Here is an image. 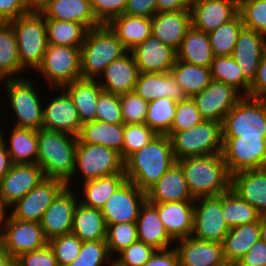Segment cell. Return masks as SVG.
Wrapping results in <instances>:
<instances>
[{"label": "cell", "mask_w": 266, "mask_h": 266, "mask_svg": "<svg viewBox=\"0 0 266 266\" xmlns=\"http://www.w3.org/2000/svg\"><path fill=\"white\" fill-rule=\"evenodd\" d=\"M176 159L168 135H157L124 161V173L145 193L174 165Z\"/></svg>", "instance_id": "6da1fadb"}, {"label": "cell", "mask_w": 266, "mask_h": 266, "mask_svg": "<svg viewBox=\"0 0 266 266\" xmlns=\"http://www.w3.org/2000/svg\"><path fill=\"white\" fill-rule=\"evenodd\" d=\"M37 164L45 178H54L69 183L74 179L77 137L64 132L40 128L37 130Z\"/></svg>", "instance_id": "7a4b0ae2"}, {"label": "cell", "mask_w": 266, "mask_h": 266, "mask_svg": "<svg viewBox=\"0 0 266 266\" xmlns=\"http://www.w3.org/2000/svg\"><path fill=\"white\" fill-rule=\"evenodd\" d=\"M176 162L181 166L191 195L195 199L219 196L231 188V175L222 153L185 157Z\"/></svg>", "instance_id": "3957f363"}, {"label": "cell", "mask_w": 266, "mask_h": 266, "mask_svg": "<svg viewBox=\"0 0 266 266\" xmlns=\"http://www.w3.org/2000/svg\"><path fill=\"white\" fill-rule=\"evenodd\" d=\"M81 49L83 79H96L114 60L128 50L107 24L88 30Z\"/></svg>", "instance_id": "277c9868"}, {"label": "cell", "mask_w": 266, "mask_h": 266, "mask_svg": "<svg viewBox=\"0 0 266 266\" xmlns=\"http://www.w3.org/2000/svg\"><path fill=\"white\" fill-rule=\"evenodd\" d=\"M10 23L16 36L21 66L25 71L36 70L48 46L44 15L41 12H28Z\"/></svg>", "instance_id": "5b68a950"}, {"label": "cell", "mask_w": 266, "mask_h": 266, "mask_svg": "<svg viewBox=\"0 0 266 266\" xmlns=\"http://www.w3.org/2000/svg\"><path fill=\"white\" fill-rule=\"evenodd\" d=\"M167 135L176 160L222 153V123L216 121L203 120L188 130L169 132Z\"/></svg>", "instance_id": "8992f818"}, {"label": "cell", "mask_w": 266, "mask_h": 266, "mask_svg": "<svg viewBox=\"0 0 266 266\" xmlns=\"http://www.w3.org/2000/svg\"><path fill=\"white\" fill-rule=\"evenodd\" d=\"M222 137L266 138V99L243 96L224 117Z\"/></svg>", "instance_id": "52a82bcc"}, {"label": "cell", "mask_w": 266, "mask_h": 266, "mask_svg": "<svg viewBox=\"0 0 266 266\" xmlns=\"http://www.w3.org/2000/svg\"><path fill=\"white\" fill-rule=\"evenodd\" d=\"M30 78H8L5 91L9 108L16 115L15 127L39 130L43 126V104ZM41 101V102H40Z\"/></svg>", "instance_id": "ba28073f"}, {"label": "cell", "mask_w": 266, "mask_h": 266, "mask_svg": "<svg viewBox=\"0 0 266 266\" xmlns=\"http://www.w3.org/2000/svg\"><path fill=\"white\" fill-rule=\"evenodd\" d=\"M42 74L51 88L63 86L82 78L79 47L48 44L41 64L35 70Z\"/></svg>", "instance_id": "9c48e42d"}, {"label": "cell", "mask_w": 266, "mask_h": 266, "mask_svg": "<svg viewBox=\"0 0 266 266\" xmlns=\"http://www.w3.org/2000/svg\"><path fill=\"white\" fill-rule=\"evenodd\" d=\"M82 173L83 183L124 173V161L116 150L97 144L77 143L74 174Z\"/></svg>", "instance_id": "30bf717a"}, {"label": "cell", "mask_w": 266, "mask_h": 266, "mask_svg": "<svg viewBox=\"0 0 266 266\" xmlns=\"http://www.w3.org/2000/svg\"><path fill=\"white\" fill-rule=\"evenodd\" d=\"M222 138V156L230 175L266 167V138Z\"/></svg>", "instance_id": "8fae6325"}, {"label": "cell", "mask_w": 266, "mask_h": 266, "mask_svg": "<svg viewBox=\"0 0 266 266\" xmlns=\"http://www.w3.org/2000/svg\"><path fill=\"white\" fill-rule=\"evenodd\" d=\"M48 244L40 223L20 221L10 214L4 219L0 246L12 258L36 251Z\"/></svg>", "instance_id": "7c38bea8"}, {"label": "cell", "mask_w": 266, "mask_h": 266, "mask_svg": "<svg viewBox=\"0 0 266 266\" xmlns=\"http://www.w3.org/2000/svg\"><path fill=\"white\" fill-rule=\"evenodd\" d=\"M194 202L192 237L202 241L222 243L230 230L223 217L222 194L199 197Z\"/></svg>", "instance_id": "4fadbf2b"}, {"label": "cell", "mask_w": 266, "mask_h": 266, "mask_svg": "<svg viewBox=\"0 0 266 266\" xmlns=\"http://www.w3.org/2000/svg\"><path fill=\"white\" fill-rule=\"evenodd\" d=\"M146 193L132 181L126 180L104 203L100 209L106 225L136 223L141 206L146 201Z\"/></svg>", "instance_id": "5bb4252c"}, {"label": "cell", "mask_w": 266, "mask_h": 266, "mask_svg": "<svg viewBox=\"0 0 266 266\" xmlns=\"http://www.w3.org/2000/svg\"><path fill=\"white\" fill-rule=\"evenodd\" d=\"M60 179L45 178L34 189L18 200L10 208V215L20 221L40 223L45 210L52 204L57 195L66 187Z\"/></svg>", "instance_id": "9a60e30c"}, {"label": "cell", "mask_w": 266, "mask_h": 266, "mask_svg": "<svg viewBox=\"0 0 266 266\" xmlns=\"http://www.w3.org/2000/svg\"><path fill=\"white\" fill-rule=\"evenodd\" d=\"M45 179L38 164H13L0 180V204L9 209Z\"/></svg>", "instance_id": "2e32d148"}, {"label": "cell", "mask_w": 266, "mask_h": 266, "mask_svg": "<svg viewBox=\"0 0 266 266\" xmlns=\"http://www.w3.org/2000/svg\"><path fill=\"white\" fill-rule=\"evenodd\" d=\"M242 97L241 92L233 86L213 80L206 89L194 95L192 99L204 120L222 123L226 114Z\"/></svg>", "instance_id": "e0dca14e"}, {"label": "cell", "mask_w": 266, "mask_h": 266, "mask_svg": "<svg viewBox=\"0 0 266 266\" xmlns=\"http://www.w3.org/2000/svg\"><path fill=\"white\" fill-rule=\"evenodd\" d=\"M72 191L71 186H66L43 214L40 225L48 241L72 232L74 210L79 202L77 193Z\"/></svg>", "instance_id": "ac0fdd59"}, {"label": "cell", "mask_w": 266, "mask_h": 266, "mask_svg": "<svg viewBox=\"0 0 266 266\" xmlns=\"http://www.w3.org/2000/svg\"><path fill=\"white\" fill-rule=\"evenodd\" d=\"M55 90L59 95L57 94L46 106H43L42 128L78 137L82 127L78 111L63 88H55Z\"/></svg>", "instance_id": "d6986e66"}, {"label": "cell", "mask_w": 266, "mask_h": 266, "mask_svg": "<svg viewBox=\"0 0 266 266\" xmlns=\"http://www.w3.org/2000/svg\"><path fill=\"white\" fill-rule=\"evenodd\" d=\"M139 73L170 72L177 59V52L159 39L150 35L130 51Z\"/></svg>", "instance_id": "ffe728a7"}, {"label": "cell", "mask_w": 266, "mask_h": 266, "mask_svg": "<svg viewBox=\"0 0 266 266\" xmlns=\"http://www.w3.org/2000/svg\"><path fill=\"white\" fill-rule=\"evenodd\" d=\"M190 12L192 27L209 34L238 14V0H195Z\"/></svg>", "instance_id": "44dd1931"}, {"label": "cell", "mask_w": 266, "mask_h": 266, "mask_svg": "<svg viewBox=\"0 0 266 266\" xmlns=\"http://www.w3.org/2000/svg\"><path fill=\"white\" fill-rule=\"evenodd\" d=\"M177 242L175 249L180 266H229L224 258L222 243L202 241L192 236Z\"/></svg>", "instance_id": "7402d4cb"}, {"label": "cell", "mask_w": 266, "mask_h": 266, "mask_svg": "<svg viewBox=\"0 0 266 266\" xmlns=\"http://www.w3.org/2000/svg\"><path fill=\"white\" fill-rule=\"evenodd\" d=\"M150 19L151 35L176 51L192 26L190 10L156 12Z\"/></svg>", "instance_id": "603a6c76"}, {"label": "cell", "mask_w": 266, "mask_h": 266, "mask_svg": "<svg viewBox=\"0 0 266 266\" xmlns=\"http://www.w3.org/2000/svg\"><path fill=\"white\" fill-rule=\"evenodd\" d=\"M265 49L264 35L245 27L241 30L231 56L250 82L256 76Z\"/></svg>", "instance_id": "cb8c5ba5"}, {"label": "cell", "mask_w": 266, "mask_h": 266, "mask_svg": "<svg viewBox=\"0 0 266 266\" xmlns=\"http://www.w3.org/2000/svg\"><path fill=\"white\" fill-rule=\"evenodd\" d=\"M146 199L149 203L195 201L177 162L146 192Z\"/></svg>", "instance_id": "d4e9b609"}, {"label": "cell", "mask_w": 266, "mask_h": 266, "mask_svg": "<svg viewBox=\"0 0 266 266\" xmlns=\"http://www.w3.org/2000/svg\"><path fill=\"white\" fill-rule=\"evenodd\" d=\"M99 81L103 91L112 94H124L134 91L139 75L138 67L130 51L112 61L103 71Z\"/></svg>", "instance_id": "484cf974"}, {"label": "cell", "mask_w": 266, "mask_h": 266, "mask_svg": "<svg viewBox=\"0 0 266 266\" xmlns=\"http://www.w3.org/2000/svg\"><path fill=\"white\" fill-rule=\"evenodd\" d=\"M194 201L151 203L157 210L169 236L175 241L193 233Z\"/></svg>", "instance_id": "4316f807"}, {"label": "cell", "mask_w": 266, "mask_h": 266, "mask_svg": "<svg viewBox=\"0 0 266 266\" xmlns=\"http://www.w3.org/2000/svg\"><path fill=\"white\" fill-rule=\"evenodd\" d=\"M134 91L148 103L163 97L176 102L188 98L170 72L139 73Z\"/></svg>", "instance_id": "83f0119b"}, {"label": "cell", "mask_w": 266, "mask_h": 266, "mask_svg": "<svg viewBox=\"0 0 266 266\" xmlns=\"http://www.w3.org/2000/svg\"><path fill=\"white\" fill-rule=\"evenodd\" d=\"M231 189L260 214L266 213V167L231 175Z\"/></svg>", "instance_id": "f1b7e54d"}, {"label": "cell", "mask_w": 266, "mask_h": 266, "mask_svg": "<svg viewBox=\"0 0 266 266\" xmlns=\"http://www.w3.org/2000/svg\"><path fill=\"white\" fill-rule=\"evenodd\" d=\"M41 13L45 19L80 23L88 30L102 25L93 13L90 0H50Z\"/></svg>", "instance_id": "f546056e"}, {"label": "cell", "mask_w": 266, "mask_h": 266, "mask_svg": "<svg viewBox=\"0 0 266 266\" xmlns=\"http://www.w3.org/2000/svg\"><path fill=\"white\" fill-rule=\"evenodd\" d=\"M138 240L152 246L155 250L170 248L173 239L166 231L157 208L147 200L141 206L136 221Z\"/></svg>", "instance_id": "4dcf8cb0"}, {"label": "cell", "mask_w": 266, "mask_h": 266, "mask_svg": "<svg viewBox=\"0 0 266 266\" xmlns=\"http://www.w3.org/2000/svg\"><path fill=\"white\" fill-rule=\"evenodd\" d=\"M62 88L71 98L82 124L96 120V103L103 91L97 79L80 78Z\"/></svg>", "instance_id": "1f68e13d"}, {"label": "cell", "mask_w": 266, "mask_h": 266, "mask_svg": "<svg viewBox=\"0 0 266 266\" xmlns=\"http://www.w3.org/2000/svg\"><path fill=\"white\" fill-rule=\"evenodd\" d=\"M259 240V221L231 227L222 242L224 258L227 264L235 266L249 251L251 246Z\"/></svg>", "instance_id": "d6a6232c"}, {"label": "cell", "mask_w": 266, "mask_h": 266, "mask_svg": "<svg viewBox=\"0 0 266 266\" xmlns=\"http://www.w3.org/2000/svg\"><path fill=\"white\" fill-rule=\"evenodd\" d=\"M124 124H112L95 120L82 124L77 143L97 144L122 152Z\"/></svg>", "instance_id": "836d02e7"}, {"label": "cell", "mask_w": 266, "mask_h": 266, "mask_svg": "<svg viewBox=\"0 0 266 266\" xmlns=\"http://www.w3.org/2000/svg\"><path fill=\"white\" fill-rule=\"evenodd\" d=\"M107 25L128 51L151 35V19L143 16L121 14L113 18Z\"/></svg>", "instance_id": "e575fe53"}, {"label": "cell", "mask_w": 266, "mask_h": 266, "mask_svg": "<svg viewBox=\"0 0 266 266\" xmlns=\"http://www.w3.org/2000/svg\"><path fill=\"white\" fill-rule=\"evenodd\" d=\"M72 233L82 242L106 240L107 225L100 209L78 202L74 210Z\"/></svg>", "instance_id": "d590c367"}, {"label": "cell", "mask_w": 266, "mask_h": 266, "mask_svg": "<svg viewBox=\"0 0 266 266\" xmlns=\"http://www.w3.org/2000/svg\"><path fill=\"white\" fill-rule=\"evenodd\" d=\"M177 52V60L202 67H211L214 55L208 34L191 26Z\"/></svg>", "instance_id": "8d00e7d4"}, {"label": "cell", "mask_w": 266, "mask_h": 266, "mask_svg": "<svg viewBox=\"0 0 266 266\" xmlns=\"http://www.w3.org/2000/svg\"><path fill=\"white\" fill-rule=\"evenodd\" d=\"M170 73L190 98L202 92L213 81L210 67L193 65L177 59Z\"/></svg>", "instance_id": "74e56055"}, {"label": "cell", "mask_w": 266, "mask_h": 266, "mask_svg": "<svg viewBox=\"0 0 266 266\" xmlns=\"http://www.w3.org/2000/svg\"><path fill=\"white\" fill-rule=\"evenodd\" d=\"M6 148L13 164H37V130L13 126Z\"/></svg>", "instance_id": "f35d334b"}, {"label": "cell", "mask_w": 266, "mask_h": 266, "mask_svg": "<svg viewBox=\"0 0 266 266\" xmlns=\"http://www.w3.org/2000/svg\"><path fill=\"white\" fill-rule=\"evenodd\" d=\"M127 180L125 173L100 177L82 184L84 199L80 203L90 208L101 209L106 200Z\"/></svg>", "instance_id": "ab89813d"}, {"label": "cell", "mask_w": 266, "mask_h": 266, "mask_svg": "<svg viewBox=\"0 0 266 266\" xmlns=\"http://www.w3.org/2000/svg\"><path fill=\"white\" fill-rule=\"evenodd\" d=\"M48 44L81 48L88 29L76 22L45 19Z\"/></svg>", "instance_id": "60d3db41"}, {"label": "cell", "mask_w": 266, "mask_h": 266, "mask_svg": "<svg viewBox=\"0 0 266 266\" xmlns=\"http://www.w3.org/2000/svg\"><path fill=\"white\" fill-rule=\"evenodd\" d=\"M0 70L7 78L24 77L21 72L25 69L19 62L16 36L10 22H0Z\"/></svg>", "instance_id": "b9f144b4"}, {"label": "cell", "mask_w": 266, "mask_h": 266, "mask_svg": "<svg viewBox=\"0 0 266 266\" xmlns=\"http://www.w3.org/2000/svg\"><path fill=\"white\" fill-rule=\"evenodd\" d=\"M222 212L227 225L235 227L259 221L260 213L231 188L222 194Z\"/></svg>", "instance_id": "7bdbcfd3"}, {"label": "cell", "mask_w": 266, "mask_h": 266, "mask_svg": "<svg viewBox=\"0 0 266 266\" xmlns=\"http://www.w3.org/2000/svg\"><path fill=\"white\" fill-rule=\"evenodd\" d=\"M210 68L214 81L231 85L239 92L241 91L243 96H249L251 82L244 76L241 68L232 56L214 57Z\"/></svg>", "instance_id": "ee69618b"}, {"label": "cell", "mask_w": 266, "mask_h": 266, "mask_svg": "<svg viewBox=\"0 0 266 266\" xmlns=\"http://www.w3.org/2000/svg\"><path fill=\"white\" fill-rule=\"evenodd\" d=\"M244 28L240 14L208 34L214 57L231 56L241 30Z\"/></svg>", "instance_id": "f6af8a7d"}, {"label": "cell", "mask_w": 266, "mask_h": 266, "mask_svg": "<svg viewBox=\"0 0 266 266\" xmlns=\"http://www.w3.org/2000/svg\"><path fill=\"white\" fill-rule=\"evenodd\" d=\"M177 102L163 97L148 103L145 124L158 135H167L174 119Z\"/></svg>", "instance_id": "bcb514c9"}, {"label": "cell", "mask_w": 266, "mask_h": 266, "mask_svg": "<svg viewBox=\"0 0 266 266\" xmlns=\"http://www.w3.org/2000/svg\"><path fill=\"white\" fill-rule=\"evenodd\" d=\"M138 241L136 223H119L107 225L106 243L112 258L119 254L132 243Z\"/></svg>", "instance_id": "7dc6e473"}, {"label": "cell", "mask_w": 266, "mask_h": 266, "mask_svg": "<svg viewBox=\"0 0 266 266\" xmlns=\"http://www.w3.org/2000/svg\"><path fill=\"white\" fill-rule=\"evenodd\" d=\"M238 13L245 28L266 37V0H238Z\"/></svg>", "instance_id": "c3c4849f"}, {"label": "cell", "mask_w": 266, "mask_h": 266, "mask_svg": "<svg viewBox=\"0 0 266 266\" xmlns=\"http://www.w3.org/2000/svg\"><path fill=\"white\" fill-rule=\"evenodd\" d=\"M158 134L147 124L124 125V142L120 156L125 161L130 155L150 143Z\"/></svg>", "instance_id": "681fc988"}, {"label": "cell", "mask_w": 266, "mask_h": 266, "mask_svg": "<svg viewBox=\"0 0 266 266\" xmlns=\"http://www.w3.org/2000/svg\"><path fill=\"white\" fill-rule=\"evenodd\" d=\"M106 240L82 242L78 256L68 266H104L111 261Z\"/></svg>", "instance_id": "f907efd6"}, {"label": "cell", "mask_w": 266, "mask_h": 266, "mask_svg": "<svg viewBox=\"0 0 266 266\" xmlns=\"http://www.w3.org/2000/svg\"><path fill=\"white\" fill-rule=\"evenodd\" d=\"M123 124H145L148 102L135 91L120 94Z\"/></svg>", "instance_id": "816d5d0a"}, {"label": "cell", "mask_w": 266, "mask_h": 266, "mask_svg": "<svg viewBox=\"0 0 266 266\" xmlns=\"http://www.w3.org/2000/svg\"><path fill=\"white\" fill-rule=\"evenodd\" d=\"M59 266H68L79 254L82 241L74 234L68 233L48 241Z\"/></svg>", "instance_id": "f5cc1de1"}, {"label": "cell", "mask_w": 266, "mask_h": 266, "mask_svg": "<svg viewBox=\"0 0 266 266\" xmlns=\"http://www.w3.org/2000/svg\"><path fill=\"white\" fill-rule=\"evenodd\" d=\"M204 119L202 118L196 103L190 97L177 102L175 115L170 127V132H181L197 126Z\"/></svg>", "instance_id": "db71d44e"}, {"label": "cell", "mask_w": 266, "mask_h": 266, "mask_svg": "<svg viewBox=\"0 0 266 266\" xmlns=\"http://www.w3.org/2000/svg\"><path fill=\"white\" fill-rule=\"evenodd\" d=\"M96 120L112 124L123 123L119 95L105 91L99 94L96 103Z\"/></svg>", "instance_id": "11a10c76"}, {"label": "cell", "mask_w": 266, "mask_h": 266, "mask_svg": "<svg viewBox=\"0 0 266 266\" xmlns=\"http://www.w3.org/2000/svg\"><path fill=\"white\" fill-rule=\"evenodd\" d=\"M154 252L152 246L138 240L117 254L116 260L123 266H143Z\"/></svg>", "instance_id": "9f6ffc18"}, {"label": "cell", "mask_w": 266, "mask_h": 266, "mask_svg": "<svg viewBox=\"0 0 266 266\" xmlns=\"http://www.w3.org/2000/svg\"><path fill=\"white\" fill-rule=\"evenodd\" d=\"M93 13L101 24H108L113 18L124 14L127 0H90Z\"/></svg>", "instance_id": "6f0895ef"}, {"label": "cell", "mask_w": 266, "mask_h": 266, "mask_svg": "<svg viewBox=\"0 0 266 266\" xmlns=\"http://www.w3.org/2000/svg\"><path fill=\"white\" fill-rule=\"evenodd\" d=\"M16 259L18 266H59L49 244L36 251L24 253Z\"/></svg>", "instance_id": "680465c9"}, {"label": "cell", "mask_w": 266, "mask_h": 266, "mask_svg": "<svg viewBox=\"0 0 266 266\" xmlns=\"http://www.w3.org/2000/svg\"><path fill=\"white\" fill-rule=\"evenodd\" d=\"M235 266H266V243L257 241Z\"/></svg>", "instance_id": "91938a15"}, {"label": "cell", "mask_w": 266, "mask_h": 266, "mask_svg": "<svg viewBox=\"0 0 266 266\" xmlns=\"http://www.w3.org/2000/svg\"><path fill=\"white\" fill-rule=\"evenodd\" d=\"M249 97L266 99V49L249 87Z\"/></svg>", "instance_id": "94428289"}, {"label": "cell", "mask_w": 266, "mask_h": 266, "mask_svg": "<svg viewBox=\"0 0 266 266\" xmlns=\"http://www.w3.org/2000/svg\"><path fill=\"white\" fill-rule=\"evenodd\" d=\"M28 12L24 0H0V22H10Z\"/></svg>", "instance_id": "6125c7cd"}, {"label": "cell", "mask_w": 266, "mask_h": 266, "mask_svg": "<svg viewBox=\"0 0 266 266\" xmlns=\"http://www.w3.org/2000/svg\"><path fill=\"white\" fill-rule=\"evenodd\" d=\"M157 12V0H127L124 14L151 18Z\"/></svg>", "instance_id": "be15d7a7"}, {"label": "cell", "mask_w": 266, "mask_h": 266, "mask_svg": "<svg viewBox=\"0 0 266 266\" xmlns=\"http://www.w3.org/2000/svg\"><path fill=\"white\" fill-rule=\"evenodd\" d=\"M143 266H180L178 253L175 247L155 250Z\"/></svg>", "instance_id": "e7e4bbea"}, {"label": "cell", "mask_w": 266, "mask_h": 266, "mask_svg": "<svg viewBox=\"0 0 266 266\" xmlns=\"http://www.w3.org/2000/svg\"><path fill=\"white\" fill-rule=\"evenodd\" d=\"M195 0H157V12L190 10Z\"/></svg>", "instance_id": "03108f58"}, {"label": "cell", "mask_w": 266, "mask_h": 266, "mask_svg": "<svg viewBox=\"0 0 266 266\" xmlns=\"http://www.w3.org/2000/svg\"><path fill=\"white\" fill-rule=\"evenodd\" d=\"M7 140L0 144V180L11 169L13 162L6 148Z\"/></svg>", "instance_id": "003e7915"}, {"label": "cell", "mask_w": 266, "mask_h": 266, "mask_svg": "<svg viewBox=\"0 0 266 266\" xmlns=\"http://www.w3.org/2000/svg\"><path fill=\"white\" fill-rule=\"evenodd\" d=\"M50 0H24L29 12H42Z\"/></svg>", "instance_id": "a7ac6f4b"}, {"label": "cell", "mask_w": 266, "mask_h": 266, "mask_svg": "<svg viewBox=\"0 0 266 266\" xmlns=\"http://www.w3.org/2000/svg\"><path fill=\"white\" fill-rule=\"evenodd\" d=\"M0 266H18L17 259L12 258L6 251L0 246Z\"/></svg>", "instance_id": "89a4df30"}, {"label": "cell", "mask_w": 266, "mask_h": 266, "mask_svg": "<svg viewBox=\"0 0 266 266\" xmlns=\"http://www.w3.org/2000/svg\"><path fill=\"white\" fill-rule=\"evenodd\" d=\"M259 226H260V240L266 243V213L260 215Z\"/></svg>", "instance_id": "2644e50d"}, {"label": "cell", "mask_w": 266, "mask_h": 266, "mask_svg": "<svg viewBox=\"0 0 266 266\" xmlns=\"http://www.w3.org/2000/svg\"><path fill=\"white\" fill-rule=\"evenodd\" d=\"M6 209L4 207H0V238H1V235H2V228H3V223H4V219H5V216H7L6 212L5 211Z\"/></svg>", "instance_id": "8c879c8a"}, {"label": "cell", "mask_w": 266, "mask_h": 266, "mask_svg": "<svg viewBox=\"0 0 266 266\" xmlns=\"http://www.w3.org/2000/svg\"><path fill=\"white\" fill-rule=\"evenodd\" d=\"M111 264V265H110ZM108 266H123L116 259L112 258L111 261L107 264Z\"/></svg>", "instance_id": "753ad0ef"}, {"label": "cell", "mask_w": 266, "mask_h": 266, "mask_svg": "<svg viewBox=\"0 0 266 266\" xmlns=\"http://www.w3.org/2000/svg\"><path fill=\"white\" fill-rule=\"evenodd\" d=\"M7 81L8 80V78L2 73V71L0 70V82L2 83V82H5V81Z\"/></svg>", "instance_id": "34e18365"}, {"label": "cell", "mask_w": 266, "mask_h": 266, "mask_svg": "<svg viewBox=\"0 0 266 266\" xmlns=\"http://www.w3.org/2000/svg\"><path fill=\"white\" fill-rule=\"evenodd\" d=\"M4 138L5 137H3V133H2V130H1V127H0V144L4 142Z\"/></svg>", "instance_id": "11e5206c"}]
</instances>
